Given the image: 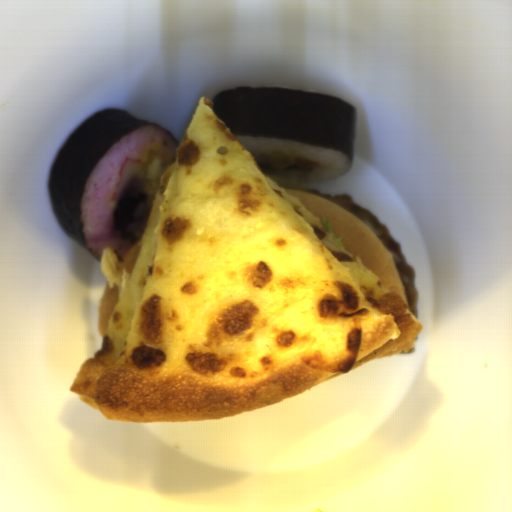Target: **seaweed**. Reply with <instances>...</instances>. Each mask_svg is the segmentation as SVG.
<instances>
[{
    "instance_id": "1faa68ee",
    "label": "seaweed",
    "mask_w": 512,
    "mask_h": 512,
    "mask_svg": "<svg viewBox=\"0 0 512 512\" xmlns=\"http://www.w3.org/2000/svg\"><path fill=\"white\" fill-rule=\"evenodd\" d=\"M211 101L213 111L235 137L290 140L337 151L353 163L356 108L344 99L257 85L217 92Z\"/></svg>"
},
{
    "instance_id": "45ffbabd",
    "label": "seaweed",
    "mask_w": 512,
    "mask_h": 512,
    "mask_svg": "<svg viewBox=\"0 0 512 512\" xmlns=\"http://www.w3.org/2000/svg\"><path fill=\"white\" fill-rule=\"evenodd\" d=\"M153 125L180 141L159 123L137 118L120 108H104L78 124L65 139L50 168L48 194L53 214L67 236L97 261L83 233L81 201L92 172L104 156L127 134L140 126Z\"/></svg>"
}]
</instances>
